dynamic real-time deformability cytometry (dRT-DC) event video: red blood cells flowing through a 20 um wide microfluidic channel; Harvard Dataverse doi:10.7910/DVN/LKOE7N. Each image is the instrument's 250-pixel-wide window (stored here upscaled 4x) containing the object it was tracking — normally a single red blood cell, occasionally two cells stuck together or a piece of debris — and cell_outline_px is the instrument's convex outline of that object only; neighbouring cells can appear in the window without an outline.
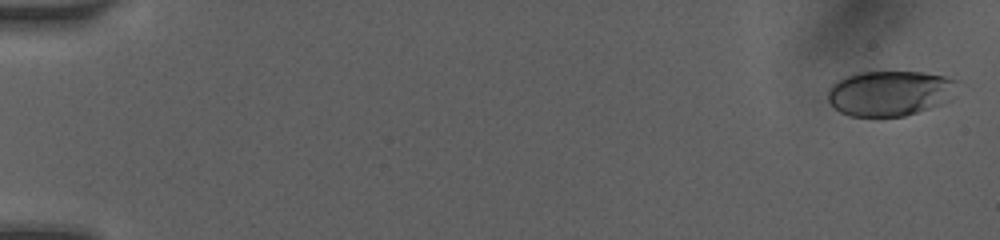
{"species": "human", "species_latin": "Homo sapiens", "temperature_condition": "room temperature", "stored_images_in_passage": 26, "camera_frame_rate_fps": 3000, "um_per_image_px": 0.085, "donor": {"sex": "female"}, "frame": {"image": 1, "passage_image": 1, "time_ms": 0.0, "image_size_px": [1000, 240], "cell_outline_px": [[960, 80], [952, 100], [904, 116], [848, 116], [840, 112], [828, 100], [828, 88], [836, 80], [856, 72], [920, 72], [944, 76]], "centroid_in_image_um": [75.66, 7.91], "position_along_channel_um": 9.3, "area_um2": 34.39}}
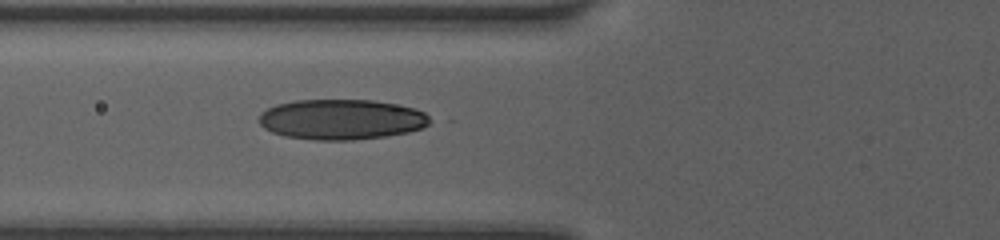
{"frame": {"image": 2, "passage_image": 17, "time_ms": 6.333, "image_size_px": [1000, 240], "cell_outline_px": [[436, 120], [420, 128], [408, 132], [388, 136], [352, 140], [316, 140], [284, 136], [272, 132], [264, 128], [260, 124], [260, 112], [276, 104], [296, 100], [372, 100], [416, 108], [424, 112]], "centroid_in_image_um": [29.05, 10.15], "position_along_channel_um": 96.8, "area_um2": 40.34}}
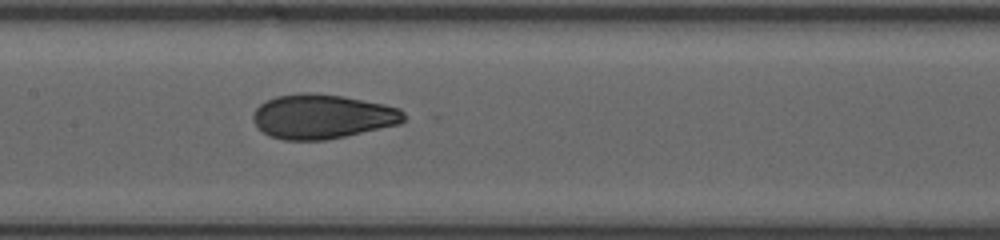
{"frame": {"image": 3, "passage_image": 25, "time_ms": 8.333, "image_size_px": [1000, 240], "cell_outline_px": [[404, 120], [400, 124], [344, 136], [324, 140], [284, 140], [268, 136], [256, 128], [252, 120], [252, 116], [256, 108], [264, 100], [276, 96], [300, 92], [312, 92], [344, 96], [384, 104], [400, 108], [404, 112]], "centroid_in_image_um": [27.34, 9.89], "position_along_channel_um": 180.1, "area_um2": 39.42}}